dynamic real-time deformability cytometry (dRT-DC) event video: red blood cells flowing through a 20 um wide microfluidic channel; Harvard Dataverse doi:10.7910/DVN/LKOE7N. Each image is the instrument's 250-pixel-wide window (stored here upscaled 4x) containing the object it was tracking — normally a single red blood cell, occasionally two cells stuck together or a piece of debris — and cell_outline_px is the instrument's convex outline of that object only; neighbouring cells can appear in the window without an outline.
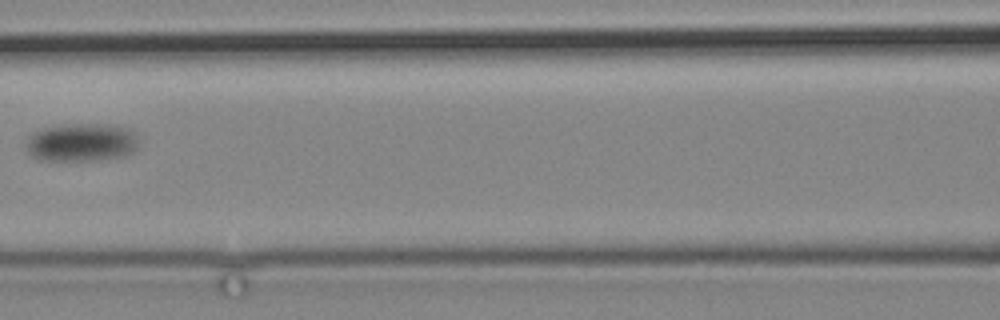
{"species": "common noctule bat (a hibernating species)", "species_latin": "Nyctalus noctula", "temperature_condition": "cold", "stored_images_in_passage": 8, "camera_frame_rate_fps": 3000, "um_per_image_px": 0.085, "animal": {"sex": "male", "body_mass_g": 19.2, "forearm_length_mm": 51.8}, "frame": {"image": 1, "passage_image": 6, "time_ms": 6.667, "image_size_px": [1000, 320], "cell_outline_px": [[140, 144], [132, 152], [124, 156], [92, 160], [40, 160], [32, 156], [28, 152], [24, 144], [28, 136], [32, 132], [44, 128], [64, 124], [112, 124], [128, 128], [136, 132], [140, 140]], "centroid_in_image_um": [6.95, 12.08], "position_along_channel_um": 159.7, "area_um2": 25.55}}
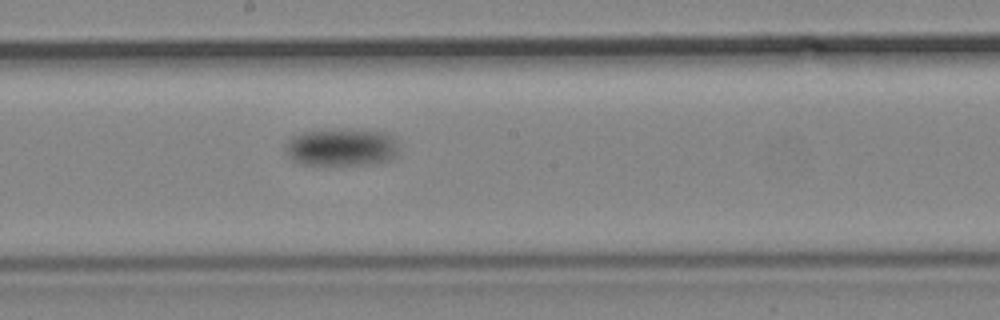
{"frame": {"image": 2, "passage_image": 8, "time_ms": 9.0, "image_size_px": [1000, 320], "cell_outline_px": [[400, 144], [396, 156], [392, 160], [376, 164], [332, 168], [300, 164], [292, 160], [284, 152], [284, 144], [292, 136], [304, 132], [384, 132], [392, 136]], "centroid_in_image_um": [29.02, 12.64], "position_along_channel_um": 219.2, "area_um2": 25.32}}